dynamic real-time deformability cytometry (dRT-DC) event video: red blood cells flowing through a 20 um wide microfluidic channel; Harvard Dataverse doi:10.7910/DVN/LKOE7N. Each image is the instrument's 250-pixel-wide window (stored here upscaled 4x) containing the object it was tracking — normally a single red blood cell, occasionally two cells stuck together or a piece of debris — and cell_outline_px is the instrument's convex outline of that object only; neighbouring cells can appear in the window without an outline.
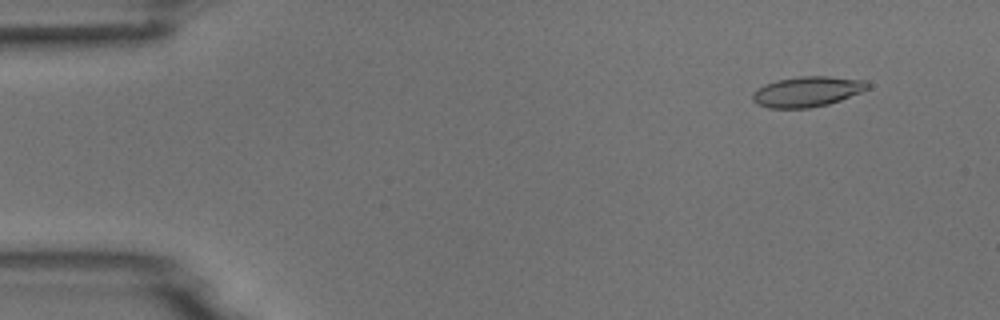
{"species": "common noctule bat (a hibernating species)", "species_latin": "Nyctalus noctula", "temperature_condition": "room temperature", "stored_images_in_passage": 6, "camera_frame_rate_fps": 3000, "um_per_image_px": 0.085, "animal": {"sex": "male", "body_mass_g": 18.8}, "frame": {"image": 1, "passage_image": 2, "time_ms": 1.333, "image_size_px": [1000, 320], "cell_outline_px": [[872, 84], [868, 88], [860, 92], [840, 100], [828, 104], [808, 108], [768, 108], [756, 104], [752, 100], [752, 92], [756, 88], [764, 84], [776, 80], [800, 76], [828, 76], [864, 80]], "centroid_in_image_um": [68.57, 7.78], "position_along_channel_um": 16.4, "area_um2": 20.46}}